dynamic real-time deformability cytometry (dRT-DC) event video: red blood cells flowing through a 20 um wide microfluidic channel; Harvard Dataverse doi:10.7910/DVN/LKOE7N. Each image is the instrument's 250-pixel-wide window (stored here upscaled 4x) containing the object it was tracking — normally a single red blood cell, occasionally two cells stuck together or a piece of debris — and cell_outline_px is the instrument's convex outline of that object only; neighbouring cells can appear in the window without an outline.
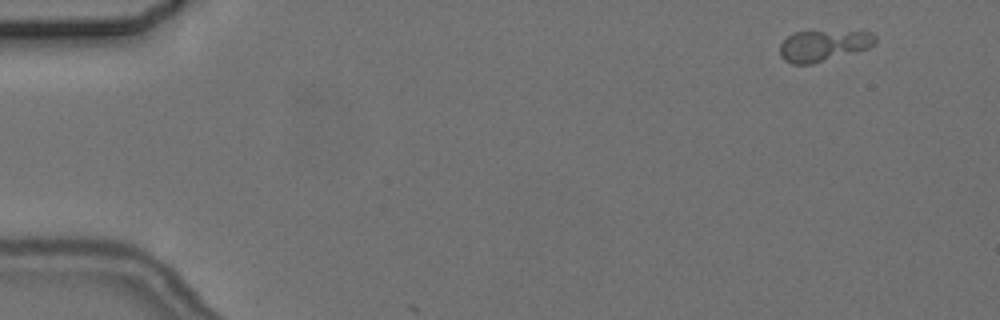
{"species": "common noctule bat (a hibernating species)", "species_latin": "Nyctalus noctula", "temperature_condition": "cold", "stored_images_in_passage": 8, "camera_frame_rate_fps": 3000, "um_per_image_px": 0.085, "animal": {"sex": "female", "body_mass_g": 24.6, "forearm_length_mm": 56.2}, "frame": {"image": 1, "passage_image": 1, "time_ms": 0.0, "image_size_px": [1000, 320], "cell_outline_px": [[876, 44], [868, 48], [856, 52], [812, 64], [792, 64], [784, 60], [780, 56], [780, 44], [788, 36], [796, 32], [872, 32], [876, 36]], "centroid_in_image_um": [69.99, 3.9], "position_along_channel_um": 15.0, "area_um2": 17.11}}